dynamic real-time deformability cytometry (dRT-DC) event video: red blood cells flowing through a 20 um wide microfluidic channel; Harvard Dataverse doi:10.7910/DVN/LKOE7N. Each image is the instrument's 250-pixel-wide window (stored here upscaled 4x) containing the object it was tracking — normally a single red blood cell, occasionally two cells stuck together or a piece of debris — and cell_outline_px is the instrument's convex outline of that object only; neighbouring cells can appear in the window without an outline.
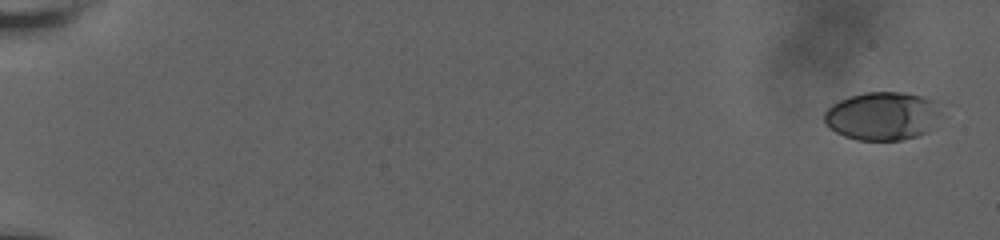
{"species": "human", "species_latin": "Homo sapiens", "temperature_condition": "room temperature", "stored_images_in_passage": 11, "camera_frame_rate_fps": 3000, "um_per_image_px": 0.085, "donor": {"sex": "male"}, "frame": {"image": 1, "passage_image": 1, "time_ms": 0.0, "image_size_px": [1000, 240], "cell_outline_px": [[944, 116], [928, 132], [916, 136], [900, 140], [856, 140], [844, 136], [836, 132], [824, 124], [824, 112], [832, 104], [840, 100], [864, 92], [904, 92], [924, 96], [936, 100], [944, 104]], "centroid_in_image_um": [75.12, 9.85], "position_along_channel_um": 9.9, "area_um2": 33.87}}
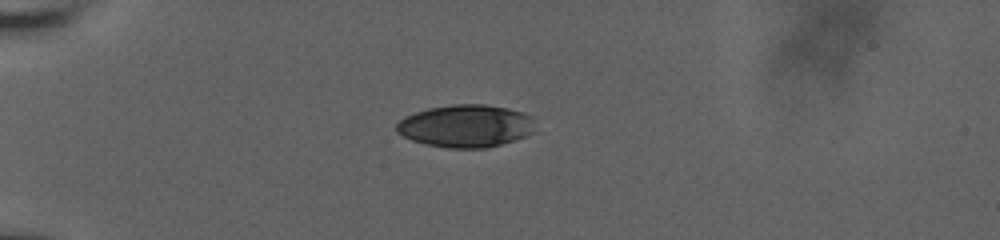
{"frame": {"image": 2, "passage_image": 8, "time_ms": 5.667, "image_size_px": [1000, 240], "cell_outline_px": [[536, 132], [528, 136], [488, 148], [448, 148], [424, 144], [412, 140], [396, 132], [396, 124], [404, 116], [428, 108], [452, 104], [484, 104], [508, 108], [520, 112], [528, 116]], "centroid_in_image_um": [39.57, 10.72], "position_along_channel_um": 45.4, "area_um2": 34.45}}
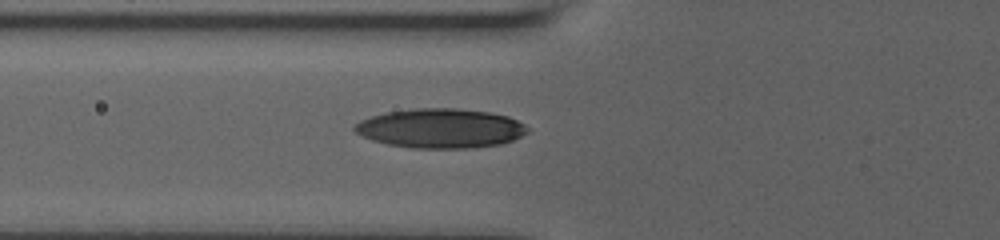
{"frame": {"image": 3, "passage_image": 11, "time_ms": 8.0, "image_size_px": [1000, 240], "cell_outline_px": [[528, 132], [512, 140], [500, 144], [472, 148], [412, 148], [388, 144], [372, 140], [356, 132], [352, 128], [360, 120], [372, 116], [388, 112], [412, 108], [456, 108], [488, 112], [508, 116], [524, 124], [528, 128]], "centroid_in_image_um": [37.45, 10.91], "position_along_channel_um": 88.4, "area_um2": 39.54}}